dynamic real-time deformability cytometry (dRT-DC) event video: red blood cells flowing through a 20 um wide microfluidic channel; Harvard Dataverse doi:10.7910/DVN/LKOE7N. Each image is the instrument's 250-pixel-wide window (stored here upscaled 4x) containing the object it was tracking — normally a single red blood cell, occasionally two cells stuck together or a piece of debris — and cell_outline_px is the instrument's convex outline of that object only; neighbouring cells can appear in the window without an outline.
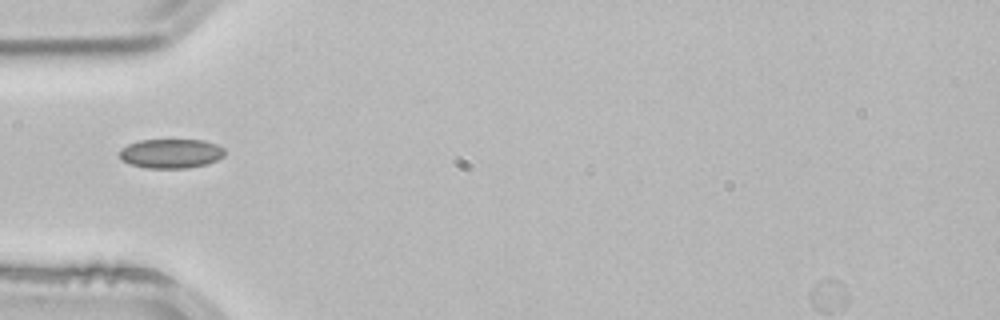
{"species": "common noctule bat (a hibernating species)", "species_latin": "Nyctalus noctula", "temperature_condition": "room temperature", "stored_images_in_passage": 1, "camera_frame_rate_fps": 3000, "um_per_image_px": 0.085, "animal": {"sex": "male", "body_mass_g": 21.5, "forearm_length_mm": 52.0}, "frame": {"image": 1, "passage_image": 1, "time_ms": 0.0, "image_size_px": [1000, 320], "cell_outline_px": [[224, 156], [208, 164], [188, 168], [144, 168], [128, 164], [120, 156], [120, 148], [128, 144], [140, 140], [204, 140], [216, 144], [224, 148]], "centroid_in_image_um": [14.53, 13.05], "position_along_channel_um": 70.5, "area_um2": 18.09}}